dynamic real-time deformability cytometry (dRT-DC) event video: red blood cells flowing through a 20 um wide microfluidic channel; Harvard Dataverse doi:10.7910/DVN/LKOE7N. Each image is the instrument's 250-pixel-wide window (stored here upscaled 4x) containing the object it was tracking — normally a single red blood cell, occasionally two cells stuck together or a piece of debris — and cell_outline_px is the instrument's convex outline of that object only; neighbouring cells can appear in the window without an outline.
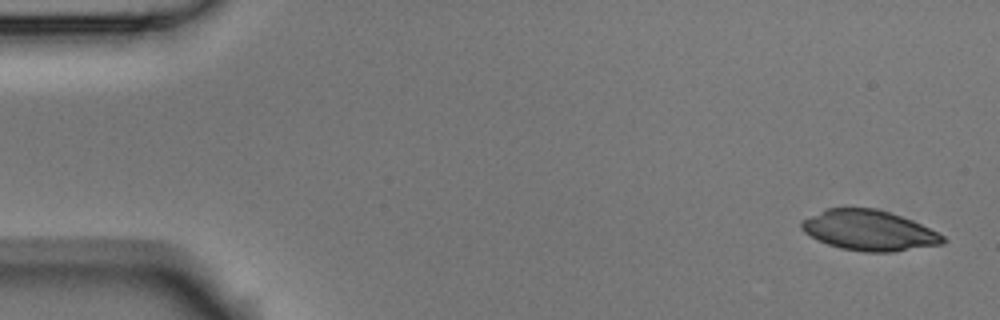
{"species": "Egyptian fruit bat (a non-hibernating species)", "species_latin": "Rousettus aegyptiacus", "temperature_condition": "room temperature", "stored_images_in_passage": 6, "camera_frame_rate_fps": 3000, "um_per_image_px": 0.085, "animal": {"sex": "male"}, "frame": {"image": 1, "passage_image": 1, "time_ms": 0.0, "image_size_px": [1000, 320], "cell_outline_px": [[948, 240], [944, 244], [892, 252], [864, 252], [840, 248], [828, 244], [804, 232], [800, 228], [800, 220], [828, 208], [876, 208], [912, 220], [944, 236]], "centroid_in_image_um": [73.87, 19.59], "position_along_channel_um": 11.1, "area_um2": 33.06}}